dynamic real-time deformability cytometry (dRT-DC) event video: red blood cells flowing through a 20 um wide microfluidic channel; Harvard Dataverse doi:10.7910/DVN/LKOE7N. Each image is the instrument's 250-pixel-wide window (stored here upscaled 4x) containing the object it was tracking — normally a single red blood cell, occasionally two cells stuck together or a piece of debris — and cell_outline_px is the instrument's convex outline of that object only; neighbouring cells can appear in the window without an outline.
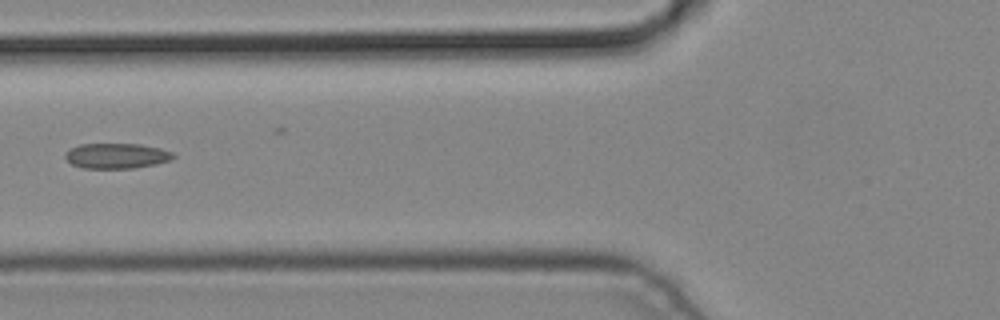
{"species": "common noctule bat (a hibernating species)", "species_latin": "Nyctalus noctula", "temperature_condition": "cold", "stored_images_in_passage": 6, "camera_frame_rate_fps": 3000, "um_per_image_px": 0.085, "animal": {"sex": "male", "body_mass_g": 19.2, "forearm_length_mm": 51.8}, "frame": {"image": 1, "passage_image": 6, "time_ms": 1.667, "image_size_px": [1000, 320], "cell_outline_px": [[176, 156], [172, 160], [156, 164], [132, 168], [84, 168], [72, 164], [64, 156], [72, 148], [80, 144], [140, 144], [160, 148], [172, 152]], "centroid_in_image_um": [9.96, 13.25], "position_along_channel_um": 115.8, "area_um2": 15.78}}